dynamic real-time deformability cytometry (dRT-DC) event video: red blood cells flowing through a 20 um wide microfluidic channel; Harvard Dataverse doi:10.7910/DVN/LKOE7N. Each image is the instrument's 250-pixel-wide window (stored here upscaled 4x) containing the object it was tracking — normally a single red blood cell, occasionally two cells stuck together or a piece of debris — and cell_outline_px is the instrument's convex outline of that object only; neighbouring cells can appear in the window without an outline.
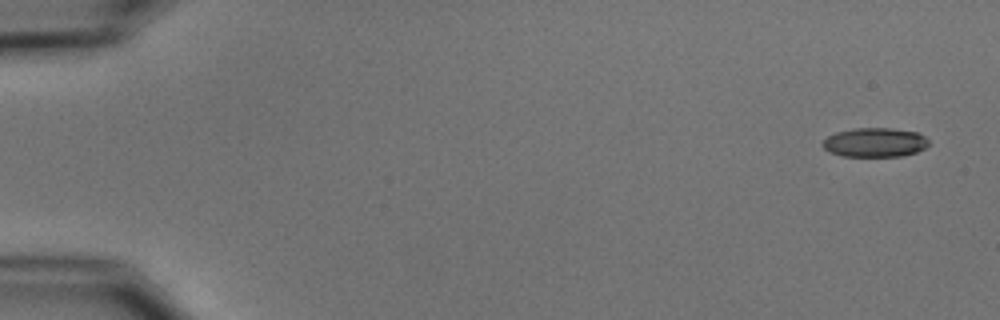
{"species": "common noctule bat (a hibernating species)", "species_latin": "Nyctalus noctula", "temperature_condition": "cold", "stored_images_in_passage": 5, "camera_frame_rate_fps": 3000, "um_per_image_px": 0.085, "animal": {"sex": "male", "body_mass_g": 15.6}, "frame": {"image": 1, "passage_image": 1, "time_ms": 0.0, "image_size_px": [1000, 320], "cell_outline_px": [[928, 144], [924, 148], [916, 152], [900, 156], [844, 156], [832, 152], [824, 148], [820, 144], [828, 136], [836, 132], [856, 128], [892, 128], [916, 132], [924, 136], [928, 140]], "centroid_in_image_um": [74.36, 12.1], "position_along_channel_um": 10.6, "area_um2": 17.86}}
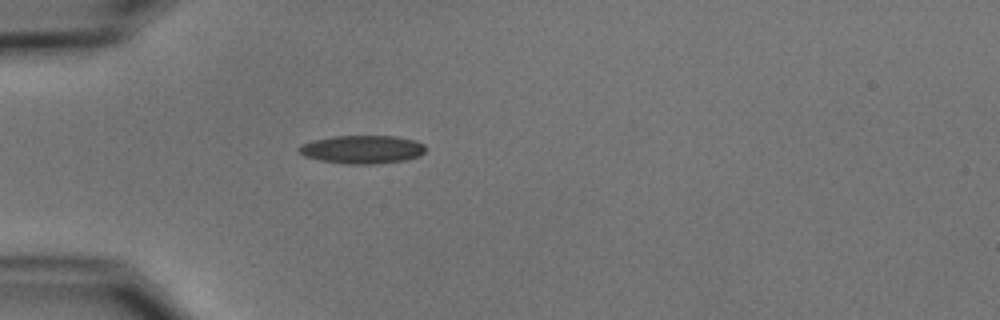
{"frame": {"image": 2, "passage_image": 5, "time_ms": 4.667, "image_size_px": [1000, 320], "cell_outline_px": [[424, 152], [420, 156], [404, 160], [372, 164], [348, 164], [320, 160], [304, 156], [296, 148], [300, 144], [312, 140], [332, 136], [396, 136], [416, 140], [424, 144]], "centroid_in_image_um": [30.77, 12.69], "position_along_channel_um": 54.2, "area_um2": 20.92}}